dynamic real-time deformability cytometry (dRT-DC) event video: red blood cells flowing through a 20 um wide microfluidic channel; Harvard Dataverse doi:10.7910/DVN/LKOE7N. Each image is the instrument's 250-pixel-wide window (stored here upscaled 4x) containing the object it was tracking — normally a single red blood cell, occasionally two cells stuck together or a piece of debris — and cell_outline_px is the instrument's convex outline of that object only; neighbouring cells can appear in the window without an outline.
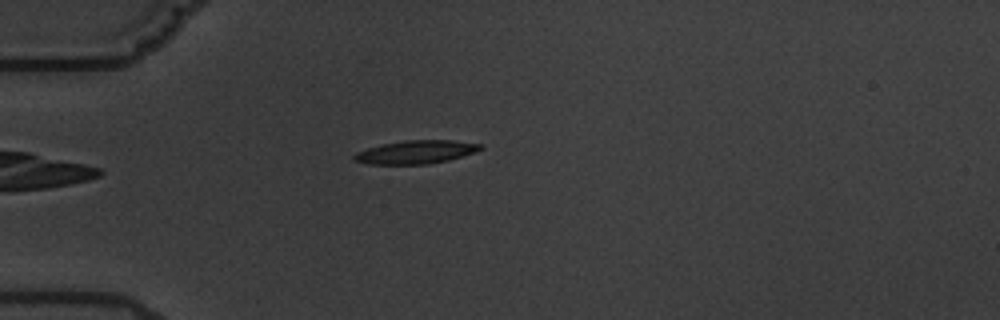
{"species": "common noctule bat (a hibernating species)", "species_latin": "Nyctalus noctula", "temperature_condition": "warm", "stored_images_in_passage": 5, "camera_frame_rate_fps": 3000, "um_per_image_px": 0.085, "animal": {"sex": "male", "body_mass_g": 19.5, "forearm_length_mm": 54.6}, "frame": {"image": 1, "passage_image": 5, "time_ms": 4.667, "image_size_px": [1000, 320], "cell_outline_px": [[484, 148], [476, 152], [448, 160], [428, 164], [368, 164], [352, 160], [352, 156], [356, 152], [368, 148], [384, 144], [404, 140], [452, 140], [484, 144]], "centroid_in_image_um": [35.38, 12.92], "position_along_channel_um": 49.6, "area_um2": 17.22}}